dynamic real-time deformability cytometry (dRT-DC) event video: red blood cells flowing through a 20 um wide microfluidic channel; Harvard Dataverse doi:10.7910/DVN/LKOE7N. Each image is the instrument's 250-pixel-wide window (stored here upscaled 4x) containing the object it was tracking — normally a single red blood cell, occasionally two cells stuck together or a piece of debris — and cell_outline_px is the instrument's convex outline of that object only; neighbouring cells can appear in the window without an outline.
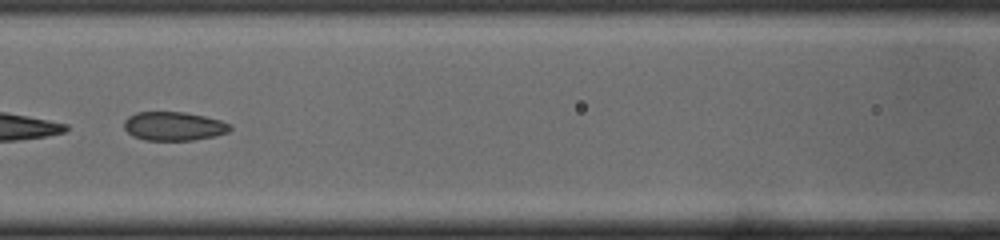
{"species": "common noctule bat (a hibernating species)", "species_latin": "Nyctalus noctula", "temperature_condition": "cold", "stored_images_in_passage": 15, "camera_frame_rate_fps": 3000, "um_per_image_px": 0.085, "animal": {"sex": "male", "body_mass_g": 19.0, "forearm_length_mm": 50.8}, "frame": {"image": 1, "passage_image": 7, "time_ms": 2.0, "image_size_px": [1000, 240], "cell_outline_px": [[232, 128], [228, 132], [216, 136], [192, 140], [144, 140], [132, 136], [124, 128], [124, 120], [128, 116], [136, 112], [184, 112], [204, 116], [220, 120], [232, 124]], "centroid_in_image_um": [14.77, 10.72], "position_along_channel_um": 151.8, "area_um2": 17.92}}